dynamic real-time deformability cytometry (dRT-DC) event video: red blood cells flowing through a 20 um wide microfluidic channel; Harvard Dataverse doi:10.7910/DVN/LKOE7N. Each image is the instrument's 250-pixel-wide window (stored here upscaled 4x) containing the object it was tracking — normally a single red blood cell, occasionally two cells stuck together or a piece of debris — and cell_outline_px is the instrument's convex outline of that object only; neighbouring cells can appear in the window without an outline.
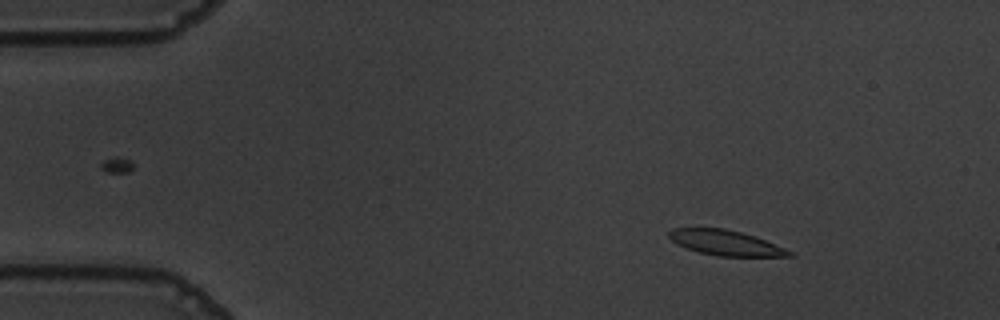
{"species": "common noctule bat (a hibernating species)", "species_latin": "Nyctalus noctula", "temperature_condition": "warm", "stored_images_in_passage": 55, "camera_frame_rate_fps": 3000, "um_per_image_px": 0.085, "animal": {"sex": "male", "body_mass_g": 19.5, "forearm_length_mm": 54.6}, "frame": {"image": 1, "passage_image": 7, "time_ms": 2.0, "image_size_px": [1000, 320], "cell_outline_px": [[796, 256], [716, 256], [700, 252], [676, 244], [668, 236], [668, 232], [672, 228], [724, 228], [756, 236], [784, 248], [792, 252]], "centroid_in_image_um": [61.67, 20.63], "position_along_channel_um": 23.3, "area_um2": 17.51}}
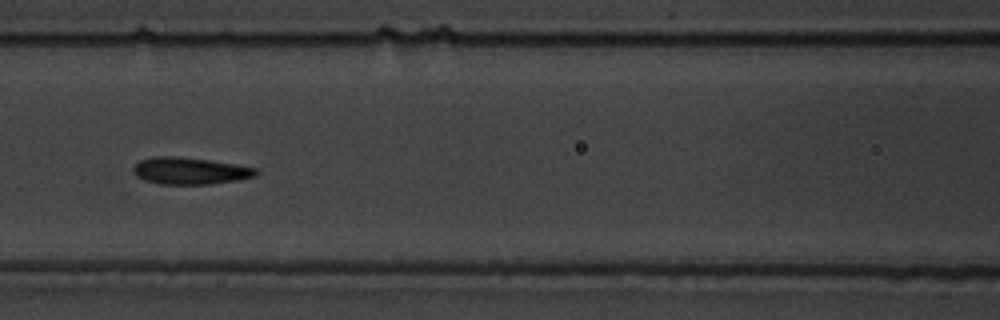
{"frame": {"image": 2, "passage_image": 24, "time_ms": 7.667, "image_size_px": [1000, 320], "cell_outline_px": [[260, 172], [256, 176], [236, 180], [208, 184], [160, 184], [144, 180], [136, 176], [132, 168], [140, 160], [152, 156], [176, 156], [208, 160], [236, 164], [256, 168]], "centroid_in_image_um": [16.14, 14.52], "position_along_channel_um": 150.5, "area_um2": 19.25}}
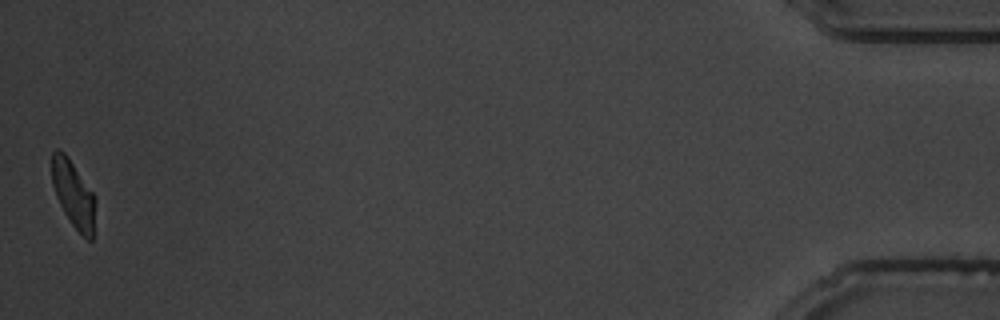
{"frame": {"image": 3, "passage_image": 55, "time_ms": 18.0, "image_size_px": [1000, 320], "cell_outline_px": [[96, 200], [92, 240], [88, 240], [72, 224], [64, 212], [56, 196], [52, 184], [52, 152], [56, 148], [60, 148], [68, 156], [92, 192]], "centroid_in_image_um": [6.23, 16.46], "position_along_channel_um": 429.0, "area_um2": 16.76}, "authors_computed_cell_mechanics": {"area_um2": 18.9006, "velocity_mm_per_s": 3.6002, "shape_relaxation_time_tau1_ms": 3.8953, "shape_relaxation_time_tau2_ms": 1.2418, "deformation_change_tau1": 0.1558, "deformation_change_tau2": 0.0696}}